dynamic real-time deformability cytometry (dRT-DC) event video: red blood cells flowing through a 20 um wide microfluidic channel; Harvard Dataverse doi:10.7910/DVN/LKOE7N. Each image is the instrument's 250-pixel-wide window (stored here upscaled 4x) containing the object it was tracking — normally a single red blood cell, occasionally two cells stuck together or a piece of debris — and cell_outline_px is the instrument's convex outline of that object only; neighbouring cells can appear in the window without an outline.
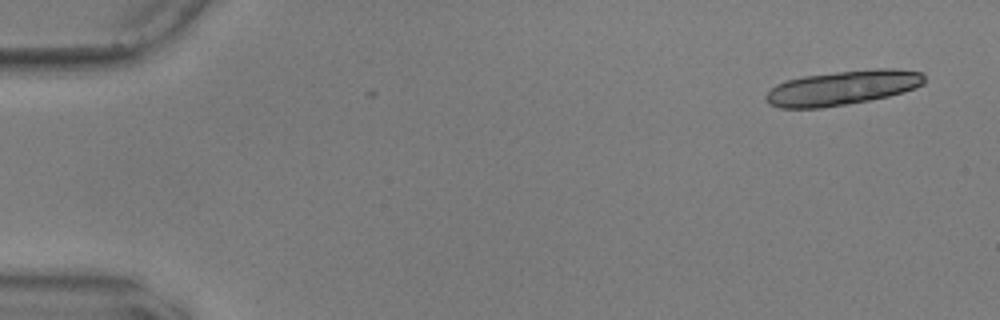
{"species": "common noctule bat (a hibernating species)", "species_latin": "Nyctalus noctula", "temperature_condition": "warm", "stored_images_in_passage": 2, "camera_frame_rate_fps": 3000, "um_per_image_px": 0.085, "animal": {"sex": "male", "body_mass_g": 17.9, "forearm_length_mm": 54.2}, "frame": {"image": 1, "passage_image": 2, "time_ms": 0.333, "image_size_px": [1000, 320], "cell_outline_px": [[924, 84], [916, 88], [904, 92], [888, 96], [848, 104], [820, 108], [780, 108], [768, 104], [764, 96], [776, 84], [788, 80], [804, 76], [836, 72], [876, 68], [892, 68], [924, 72]], "centroid_in_image_um": [71.63, 7.46], "position_along_channel_um": 13.4, "area_um2": 31.96}}